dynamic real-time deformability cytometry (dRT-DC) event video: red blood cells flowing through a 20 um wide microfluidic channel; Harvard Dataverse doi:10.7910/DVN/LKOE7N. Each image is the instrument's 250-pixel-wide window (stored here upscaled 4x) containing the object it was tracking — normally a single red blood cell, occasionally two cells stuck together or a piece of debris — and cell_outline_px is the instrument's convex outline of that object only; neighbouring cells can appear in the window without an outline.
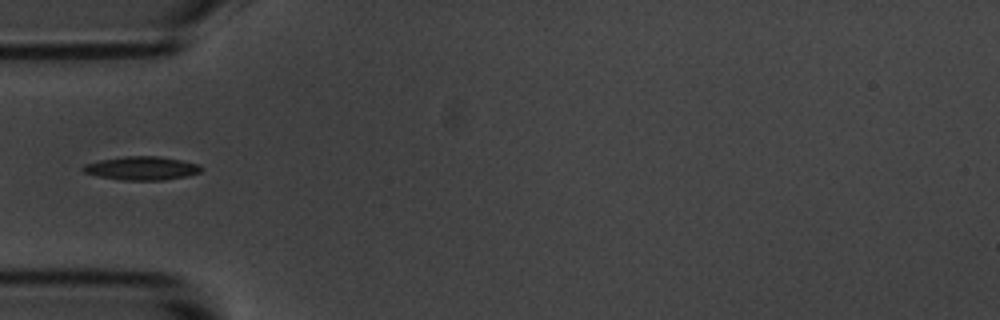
{"species": "common noctule bat (a hibernating species)", "species_latin": "Nyctalus noctula", "temperature_condition": "room temperature", "stored_images_in_passage": 7, "camera_frame_rate_fps": 3000, "um_per_image_px": 0.085, "animal": {"sex": "male", "body_mass_g": 20.1, "forearm_length_mm": 53.5}, "frame": {"image": 1, "passage_image": 7, "time_ms": 7.0, "image_size_px": [1000, 320], "cell_outline_px": [[204, 168], [200, 172], [188, 176], [164, 180], [120, 180], [96, 176], [84, 172], [80, 168], [84, 164], [100, 160], [124, 156], [160, 156], [200, 164]], "centroid_in_image_um": [12.05, 14.3], "position_along_channel_um": 73.0, "area_um2": 16.42}}